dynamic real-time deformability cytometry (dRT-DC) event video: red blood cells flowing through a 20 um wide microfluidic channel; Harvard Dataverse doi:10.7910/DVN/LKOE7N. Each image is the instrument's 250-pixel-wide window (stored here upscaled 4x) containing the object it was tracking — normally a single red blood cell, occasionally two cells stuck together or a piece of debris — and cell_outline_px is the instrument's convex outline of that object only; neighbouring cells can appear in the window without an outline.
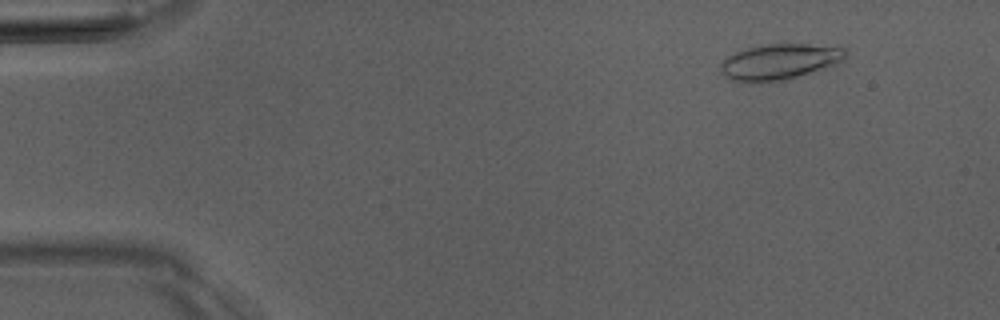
{"species": "Egyptian fruit bat (a non-hibernating species)", "species_latin": "Rousettus aegyptiacus", "temperature_condition": "room temperature", "stored_images_in_passage": 4, "camera_frame_rate_fps": 3000, "um_per_image_px": 0.085, "animal": {"sex": "male"}, "frame": {"image": 1, "passage_image": 2, "time_ms": 1.333, "image_size_px": [1000, 320], "cell_outline_px": [[848, 56], [844, 60], [836, 64], [772, 84], [752, 84], [728, 80], [720, 72], [720, 64], [728, 56], [736, 52], [748, 48], [768, 44], [840, 44], [848, 52]], "centroid_in_image_um": [66.29, 5.27], "position_along_channel_um": 18.7, "area_um2": 26.99}}